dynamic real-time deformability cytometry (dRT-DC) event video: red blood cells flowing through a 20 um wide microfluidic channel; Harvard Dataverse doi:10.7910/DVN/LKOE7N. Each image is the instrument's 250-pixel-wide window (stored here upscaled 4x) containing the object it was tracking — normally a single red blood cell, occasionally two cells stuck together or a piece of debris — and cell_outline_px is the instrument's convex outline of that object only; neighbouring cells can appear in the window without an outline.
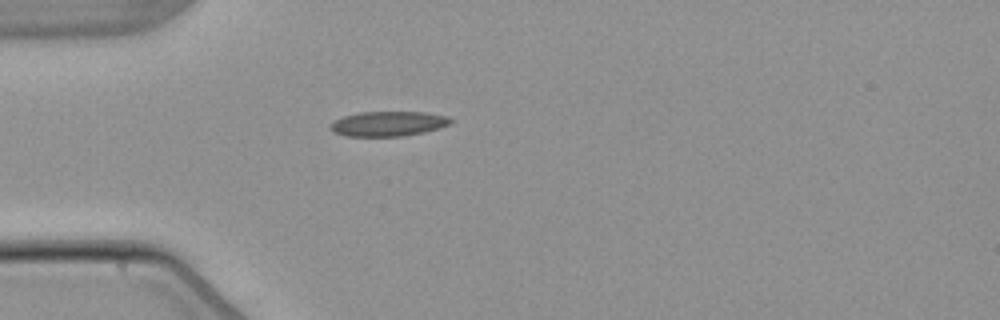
{"species": "common noctule bat (a hibernating species)", "species_latin": "Nyctalus noctula", "temperature_condition": "warm", "stored_images_in_passage": 28, "camera_frame_rate_fps": 3000, "um_per_image_px": 0.085, "animal": {"sex": "male", "body_mass_g": 21.5, "forearm_length_mm": 52.0}, "frame": {"image": 1, "passage_image": 1, "time_ms": 0.0, "image_size_px": [1000, 320], "cell_outline_px": [[452, 124], [440, 128], [424, 132], [404, 136], [344, 136], [332, 132], [328, 128], [328, 124], [344, 116], [360, 112], [424, 112], [448, 116], [452, 120]], "centroid_in_image_um": [32.99, 10.52], "position_along_channel_um": 52.0, "area_um2": 17.63}}
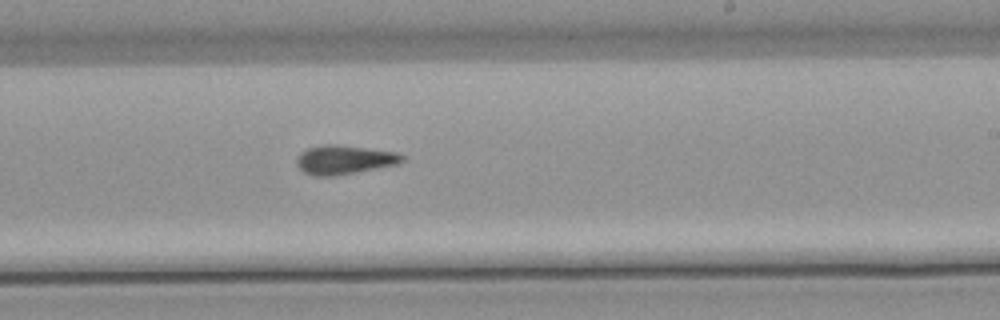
{"frame": {"image": 2, "passage_image": 18, "time_ms": 5.667, "image_size_px": [1000, 320], "cell_outline_px": [[404, 160], [396, 164], [356, 172], [332, 176], [312, 176], [304, 172], [296, 164], [296, 160], [300, 152], [308, 148], [324, 144], [336, 144], [400, 152], [404, 156]], "centroid_in_image_um": [29.25, 13.57], "position_along_channel_um": 259.7, "area_um2": 17.86}}
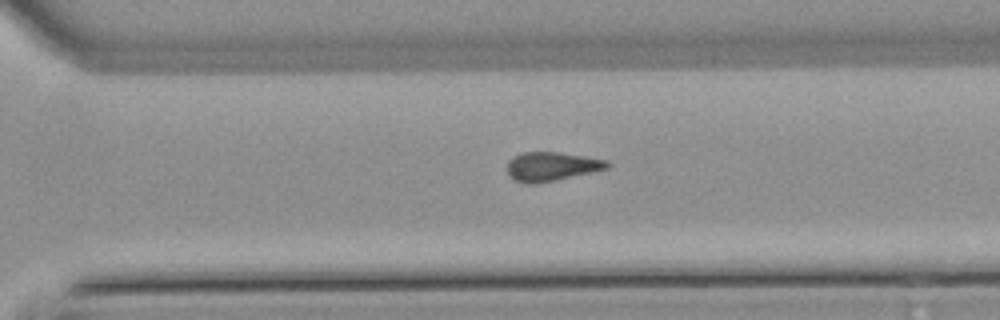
{"frame": {"image": 3, "passage_image": 23, "time_ms": 7.333, "image_size_px": [1000, 320], "cell_outline_px": [[612, 164], [608, 168], [592, 172], [556, 180], [536, 184], [524, 184], [512, 180], [508, 176], [508, 160], [512, 156], [520, 152], [560, 152], [608, 160]], "centroid_in_image_um": [46.85, 14.15], "position_along_channel_um": 323.8, "area_um2": 17.22}, "authors_computed_cell_mechanics": {"area_um2": 17.4845, "velocity_mm_per_s": 3.8403, "shape_relaxation_time_tau1_ms": null, "shape_relaxation_time_tau2_ms": 11.139, "deformation_change_tau1": null, "deformation_change_tau2": 0.2121}}